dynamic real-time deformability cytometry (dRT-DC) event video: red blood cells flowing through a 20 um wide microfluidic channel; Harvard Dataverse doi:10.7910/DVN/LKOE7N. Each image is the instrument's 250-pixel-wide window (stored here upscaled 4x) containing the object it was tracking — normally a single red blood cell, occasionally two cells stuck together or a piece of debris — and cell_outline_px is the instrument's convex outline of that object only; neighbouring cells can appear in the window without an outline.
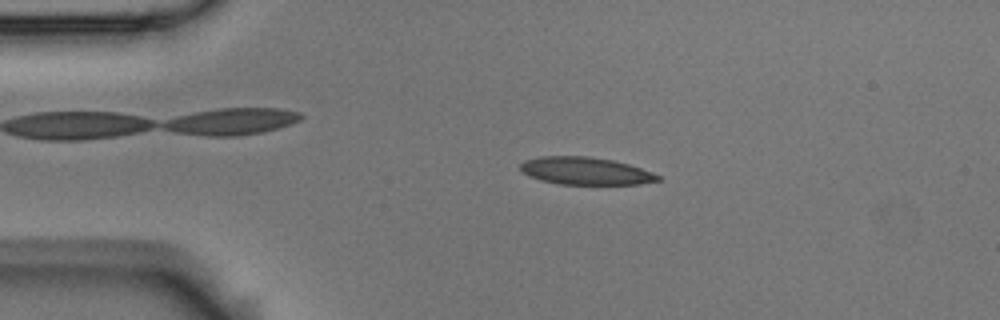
{"species": "Egyptian fruit bat (a non-hibernating species)", "species_latin": "Rousettus aegyptiacus", "temperature_condition": "room temperature", "stored_images_in_passage": 3, "camera_frame_rate_fps": 3000, "um_per_image_px": 0.085, "animal": {"sex": "male"}, "frame": {"image": 1, "passage_image": 2, "time_ms": 0.333, "image_size_px": [1000, 320], "cell_outline_px": [[660, 180], [640, 184], [560, 184], [540, 180], [528, 176], [520, 168], [520, 164], [524, 160], [540, 156], [588, 156], [612, 160], [628, 164], [652, 172], [660, 176]], "centroid_in_image_um": [49.74, 14.53], "position_along_channel_um": 35.3, "area_um2": 21.96}}